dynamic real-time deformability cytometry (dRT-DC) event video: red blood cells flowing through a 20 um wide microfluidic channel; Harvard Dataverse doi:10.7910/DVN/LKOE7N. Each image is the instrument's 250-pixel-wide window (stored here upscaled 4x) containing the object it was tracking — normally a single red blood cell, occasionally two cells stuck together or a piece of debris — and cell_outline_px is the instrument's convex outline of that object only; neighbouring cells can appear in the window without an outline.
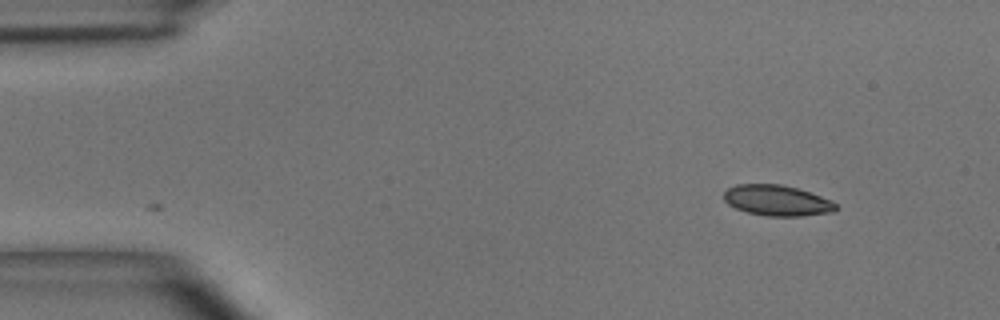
{"species": "common noctule bat (a hibernating species)", "species_latin": "Nyctalus noctula", "temperature_condition": "room temperature", "stored_images_in_passage": 42, "camera_frame_rate_fps": 3000, "um_per_image_px": 0.085, "animal": {"sex": "male", "body_mass_g": 15.6}, "frame": {"image": 1, "passage_image": 1, "time_ms": 0.0, "image_size_px": [1000, 320], "cell_outline_px": [[840, 208], [832, 212], [800, 216], [768, 216], [748, 212], [736, 208], [728, 204], [724, 200], [724, 192], [728, 188], [736, 184], [780, 184], [796, 188], [832, 200]], "centroid_in_image_um": [66.05, 17.04], "position_along_channel_um": 18.9, "area_um2": 19.94}}
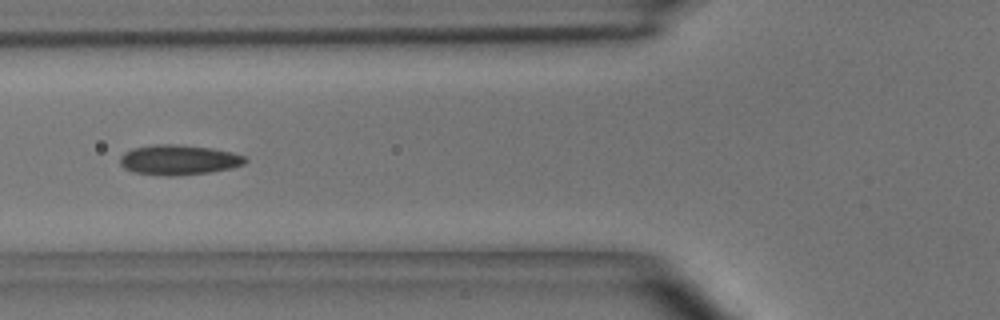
{"frame": {"image": 2, "passage_image": 14, "time_ms": 4.333, "image_size_px": [1000, 320], "cell_outline_px": [[248, 160], [244, 164], [232, 168], [208, 172], [176, 176], [164, 176], [132, 172], [124, 168], [120, 164], [120, 156], [124, 152], [132, 148], [156, 144], [176, 144], [212, 148], [232, 152], [244, 156]], "centroid_in_image_um": [15.17, 13.59], "position_along_channel_um": 110.6, "area_um2": 22.08}}
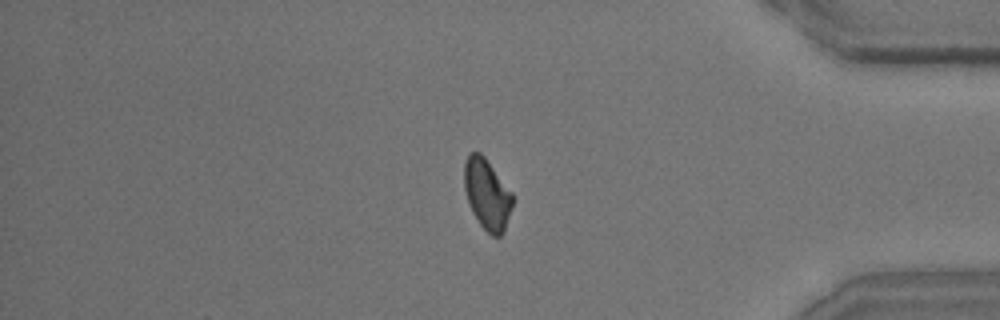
{"frame": {"image": 3, "passage_image": 37, "time_ms": 12.0, "image_size_px": [1000, 320], "cell_outline_px": [[512, 204], [504, 232], [500, 236], [492, 236], [480, 224], [472, 212], [464, 188], [464, 164], [468, 152], [480, 152], [484, 156], [512, 192]], "centroid_in_image_um": [41.38, 16.49], "position_along_channel_um": 393.8, "area_um2": 19.71}, "authors_computed_cell_mechanics": {"area_um2": 20.4901, "velocity_mm_per_s": 4.0482, "shape_relaxation_time_tau1_ms": 4.7001, "shape_relaxation_time_tau2_ms": 2.2435, "deformation_change_tau1": 0.1103, "deformation_change_tau2": 0.0578}}